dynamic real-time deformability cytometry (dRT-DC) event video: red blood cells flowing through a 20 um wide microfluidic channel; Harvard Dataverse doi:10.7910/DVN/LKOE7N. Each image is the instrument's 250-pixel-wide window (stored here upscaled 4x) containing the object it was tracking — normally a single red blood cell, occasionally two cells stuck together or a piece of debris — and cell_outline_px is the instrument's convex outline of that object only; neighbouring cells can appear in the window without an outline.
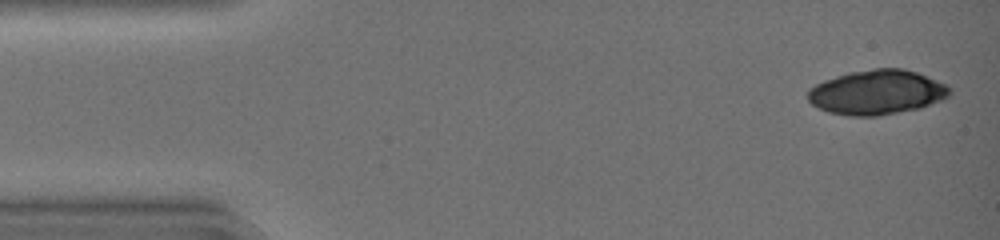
{"species": "common noctule bat (a hibernating species)", "species_latin": "Nyctalus noctula", "temperature_condition": "warm", "stored_images_in_passage": 32, "camera_frame_rate_fps": 3000, "um_per_image_px": 0.085, "animal": {"sex": "female", "body_mass_g": 19.0, "forearm_length_mm": 51.5}, "frame": {"image": 1, "passage_image": 1, "time_ms": 0.0, "image_size_px": [1000, 240], "cell_outline_px": [[952, 92], [948, 96], [940, 100], [920, 108], [876, 116], [848, 116], [828, 112], [812, 104], [808, 100], [808, 88], [824, 80], [848, 72], [872, 68], [904, 68], [916, 72], [948, 84], [952, 88]], "centroid_in_image_um": [74.54, 7.83], "position_along_channel_um": 10.5, "area_um2": 37.05}}